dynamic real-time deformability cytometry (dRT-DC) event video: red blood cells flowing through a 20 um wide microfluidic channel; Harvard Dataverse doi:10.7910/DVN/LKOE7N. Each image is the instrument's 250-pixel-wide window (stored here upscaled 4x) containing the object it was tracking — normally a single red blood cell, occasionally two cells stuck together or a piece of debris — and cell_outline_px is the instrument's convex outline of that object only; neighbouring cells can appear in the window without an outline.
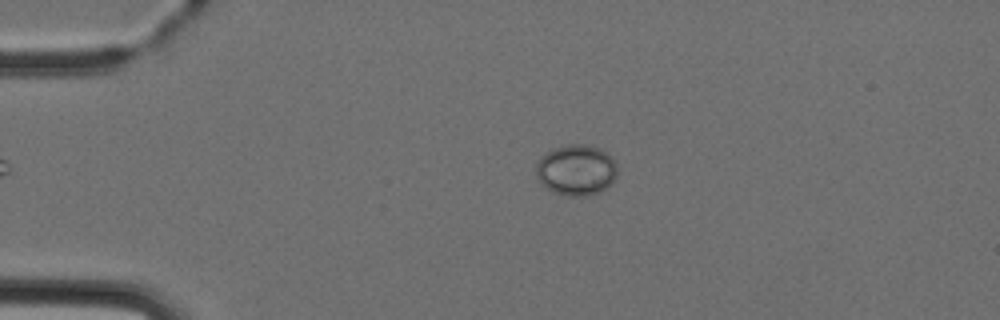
{"species": "Egyptian fruit bat (a non-hibernating species)", "species_latin": "Rousettus aegyptiacus", "temperature_condition": "cold", "stored_images_in_passage": 5, "camera_frame_rate_fps": 3000, "um_per_image_px": 0.085, "animal": {"sex": "female"}, "frame": {"image": 1, "passage_image": 4, "time_ms": 3.667, "image_size_px": [1000, 320], "cell_outline_px": [[616, 176], [600, 192], [588, 196], [568, 196], [552, 192], [544, 188], [540, 184], [536, 176], [536, 160], [540, 156], [552, 148], [568, 144], [584, 144], [600, 148], [608, 152], [612, 156], [616, 164]], "centroid_in_image_um": [48.93, 14.44], "position_along_channel_um": 36.1, "area_um2": 24.51}}